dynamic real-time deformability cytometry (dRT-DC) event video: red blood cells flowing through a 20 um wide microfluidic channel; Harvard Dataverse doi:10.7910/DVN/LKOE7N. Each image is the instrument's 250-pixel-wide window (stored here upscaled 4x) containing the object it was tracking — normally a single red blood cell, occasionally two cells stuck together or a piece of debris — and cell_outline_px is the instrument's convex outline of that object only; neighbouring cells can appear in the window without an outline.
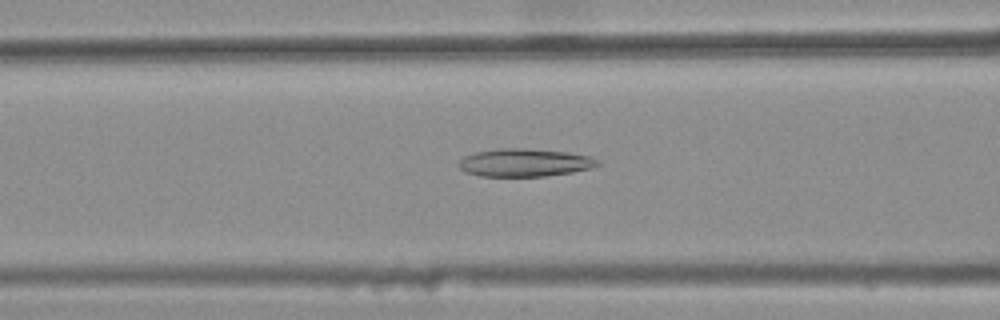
{"species": "common noctule bat (a hibernating species)", "species_latin": "Nyctalus noctula", "temperature_condition": "warm", "stored_images_in_passage": 26, "camera_frame_rate_fps": 3000, "um_per_image_px": 0.085, "animal": {"sex": "female", "body_mass_g": 25.1}, "frame": {"image": 1, "passage_image": 6, "time_ms": 1.667, "image_size_px": [1000, 320], "cell_outline_px": [[600, 164], [592, 168], [572, 172], [544, 176], [480, 176], [464, 172], [456, 164], [464, 156], [476, 152], [500, 148], [524, 148], [568, 152], [588, 156], [600, 160]], "centroid_in_image_um": [44.58, 13.82], "position_along_channel_um": 122.0, "area_um2": 22.66}}
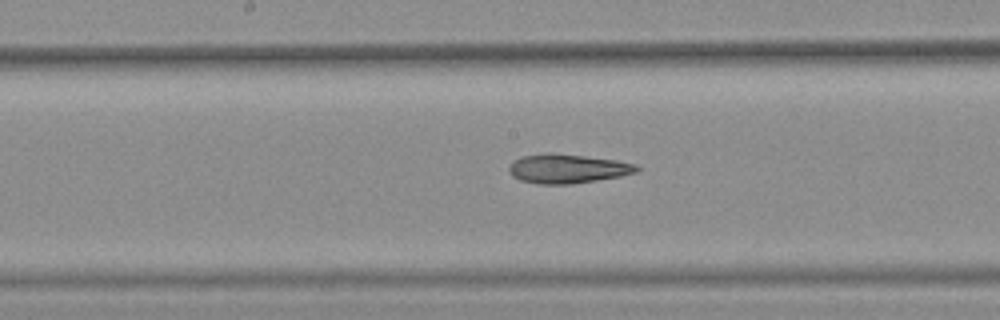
{"frame": {"image": 2, "passage_image": 12, "time_ms": 3.667, "image_size_px": [1000, 320], "cell_outline_px": [[640, 168], [636, 172], [620, 176], [572, 184], [540, 184], [520, 180], [512, 176], [508, 168], [516, 160], [524, 156], [584, 156], [616, 160], [636, 164]], "centroid_in_image_um": [48.3, 14.39], "position_along_channel_um": 199.9, "area_um2": 20.58}}
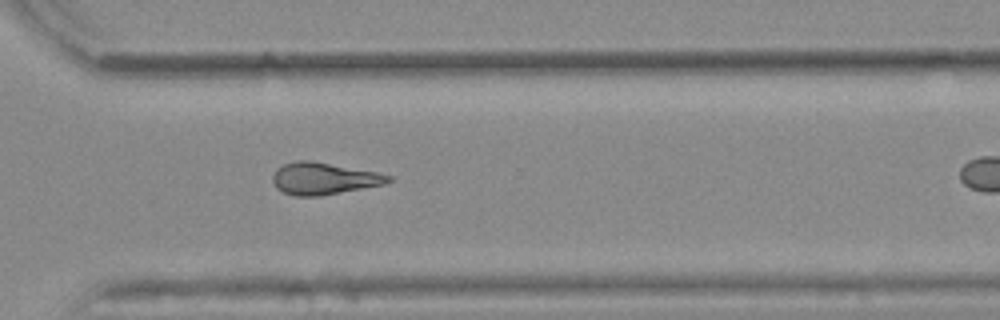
{"frame": {"image": 3, "passage_image": 23, "time_ms": 7.333, "image_size_px": [1000, 320], "cell_outline_px": [[392, 180], [384, 184], [320, 196], [292, 196], [276, 188], [272, 180], [272, 176], [276, 168], [284, 164], [296, 160], [308, 160], [376, 172], [392, 176]], "centroid_in_image_um": [27.47, 15.18], "position_along_channel_um": 343.1, "area_um2": 21.39}, "authors_computed_cell_mechanics": {"area_um2": 21.2415, "velocity_mm_per_s": 3.8985, "shape_relaxation_time_tau1_ms": null, "shape_relaxation_time_tau2_ms": 6.2465, "deformation_change_tau1": null, "deformation_change_tau2": 0.1805}}